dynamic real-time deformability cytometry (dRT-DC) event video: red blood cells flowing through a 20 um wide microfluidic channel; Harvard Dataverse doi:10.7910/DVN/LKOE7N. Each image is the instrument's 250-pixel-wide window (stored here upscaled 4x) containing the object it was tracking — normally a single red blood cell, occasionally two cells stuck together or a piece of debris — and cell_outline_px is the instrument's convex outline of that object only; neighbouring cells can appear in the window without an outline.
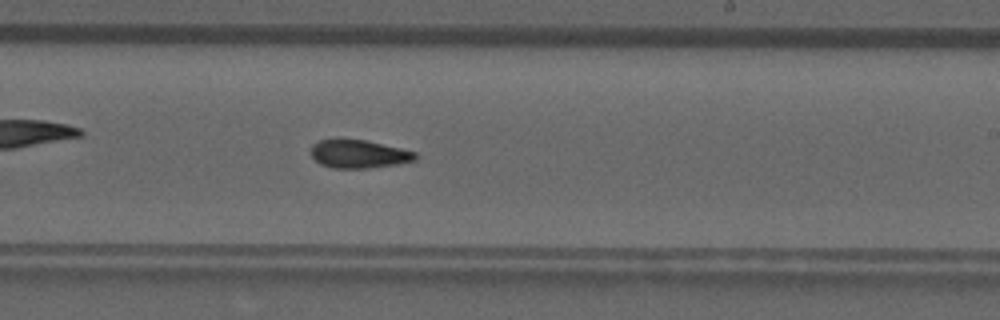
{"species": "common noctule bat (a hibernating species)", "species_latin": "Nyctalus noctula", "temperature_condition": "room temperature", "stored_images_in_passage": 52, "camera_frame_rate_fps": 3000, "um_per_image_px": 0.085, "animal": {"sex": "male", "forearm_length_mm": 52.5}, "frame": {"image": 1, "passage_image": 30, "time_ms": 9.667, "image_size_px": [1000, 320], "cell_outline_px": [[420, 156], [416, 160], [396, 164], [368, 168], [332, 168], [320, 164], [312, 156], [312, 144], [320, 140], [340, 136], [364, 140], [400, 148], [416, 152]], "centroid_in_image_um": [30.48, 13.06], "position_along_channel_um": 258.5, "area_um2": 17.57}, "authors_computed_cell_mechanics": {"area_um2": 17.6001, "velocity_mm_per_s": 3.951, "shape_relaxation_time_tau1_ms": null, "shape_relaxation_time_tau2_ms": 3.6011, "deformation_change_tau1": null, "deformation_change_tau2": 0.1084}}